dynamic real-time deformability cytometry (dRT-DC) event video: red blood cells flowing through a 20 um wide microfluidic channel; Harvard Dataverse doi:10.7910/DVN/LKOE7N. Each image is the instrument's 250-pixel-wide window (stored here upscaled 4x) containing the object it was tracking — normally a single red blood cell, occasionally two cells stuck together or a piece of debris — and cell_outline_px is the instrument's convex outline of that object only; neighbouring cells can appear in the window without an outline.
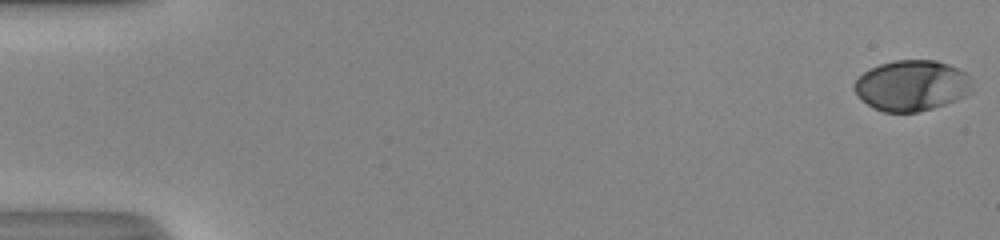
{"species": "human", "species_latin": "Homo sapiens", "temperature_condition": "room temperature", "stored_images_in_passage": 54, "camera_frame_rate_fps": 3000, "um_per_image_px": 0.085, "donor": {"sex": "male"}, "frame": {"image": 1, "passage_image": 1, "time_ms": 0.0, "image_size_px": [1000, 240], "cell_outline_px": [[972, 92], [956, 100], [932, 108], [916, 112], [884, 112], [860, 100], [852, 88], [852, 84], [864, 72], [880, 64], [896, 60], [936, 60], [948, 64], [968, 72], [972, 88]], "centroid_in_image_um": [77.5, 7.26], "position_along_channel_um": 7.5, "area_um2": 34.91}}
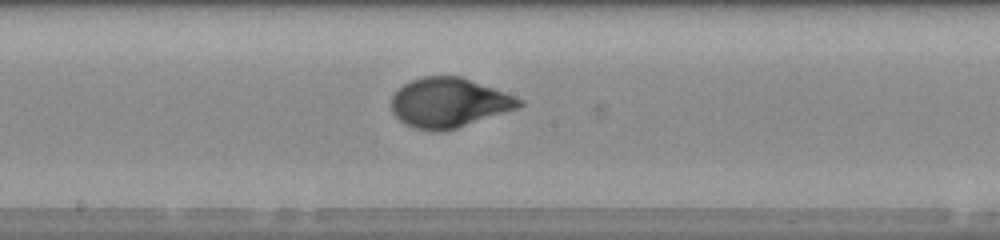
{"frame": {"image": 2, "passage_image": 30, "time_ms": 9.667, "image_size_px": [1000, 240], "cell_outline_px": [[524, 104], [516, 108], [444, 132], [432, 132], [416, 128], [404, 124], [392, 112], [392, 96], [404, 84], [420, 76], [460, 76], [504, 92], [524, 100]], "centroid_in_image_um": [38.13, 8.73], "position_along_channel_um": 210.1, "area_um2": 36.59}}
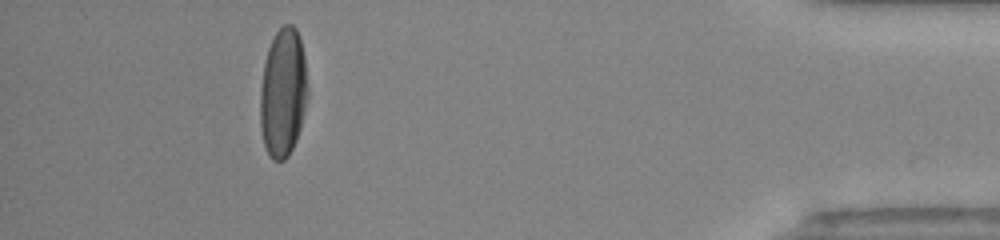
{"frame": {"image": 3, "passage_image": 49, "time_ms": 16.0, "image_size_px": [1000, 240], "cell_outline_px": [[308, 96], [300, 128], [296, 140], [288, 156], [284, 160], [272, 160], [268, 156], [264, 144], [260, 124], [260, 88], [264, 64], [268, 48], [276, 32], [284, 24], [292, 24], [296, 28], [300, 40], [304, 56], [308, 88]], "centroid_in_image_um": [24.05, 7.89], "position_along_channel_um": 411.1, "area_um2": 35.78}}